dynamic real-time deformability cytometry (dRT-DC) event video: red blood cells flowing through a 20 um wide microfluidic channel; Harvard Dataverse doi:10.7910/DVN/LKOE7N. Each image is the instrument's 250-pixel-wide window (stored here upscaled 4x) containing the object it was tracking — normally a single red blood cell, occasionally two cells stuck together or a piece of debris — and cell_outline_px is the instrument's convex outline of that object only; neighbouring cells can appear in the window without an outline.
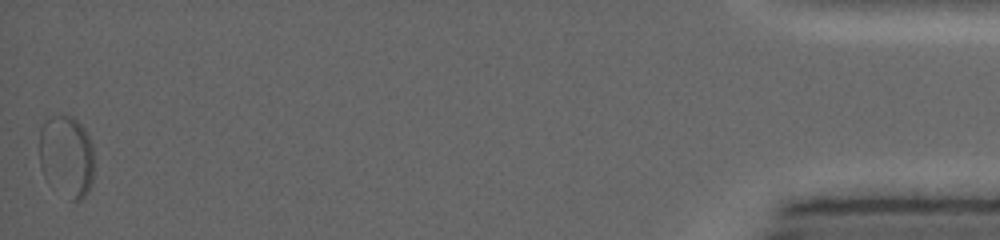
{"species": "common noctule bat (a hibernating species)", "species_latin": "Nyctalus noctula", "temperature_condition": "warm", "stored_images_in_passage": 75, "segment_of_instrument_passage": [2, 2], "camera_frame_rate_fps": 5000, "um_per_image_px": 0.085, "animal": {"sex": "female", "body_mass_g": 19.0, "forearm_length_mm": 53.3}, "frame": {"image": 1, "passage_image": 75, "time_ms": 15.2, "image_size_px": [1000, 240], "cell_outline_px": [[92, 184], [88, 192], [80, 200], [72, 200], [60, 120], [60, 116], [72, 116], [84, 128], [92, 144]], "centroid_in_image_um": [6.57, 13.31], "position_along_channel_um": 428.6, "area_um2": 13.7}}